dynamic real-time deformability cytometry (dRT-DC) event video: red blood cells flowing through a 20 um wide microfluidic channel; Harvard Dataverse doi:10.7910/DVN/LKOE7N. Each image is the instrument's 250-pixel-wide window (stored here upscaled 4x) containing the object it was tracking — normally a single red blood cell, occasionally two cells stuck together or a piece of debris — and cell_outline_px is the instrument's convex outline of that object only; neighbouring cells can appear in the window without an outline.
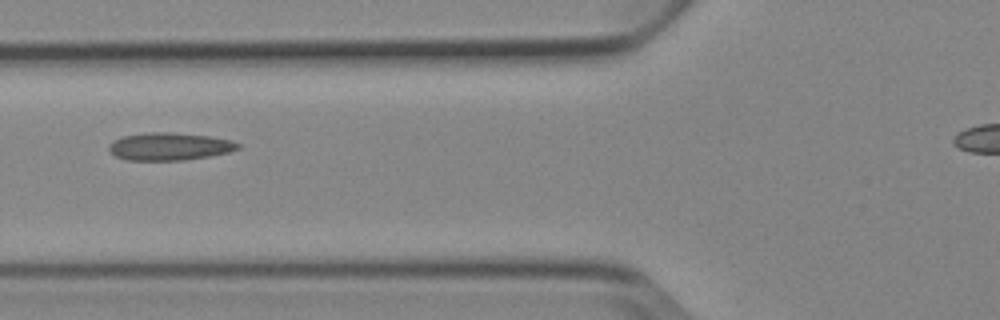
{"species": "Egyptian fruit bat (a non-hibernating species)", "species_latin": "Rousettus aegyptiacus", "temperature_condition": "cold", "stored_images_in_passage": 3, "camera_frame_rate_fps": 3000, "um_per_image_px": 0.085, "animal": {"sex": "female"}, "frame": {"image": 1, "passage_image": 3, "time_ms": 2.0, "image_size_px": [1000, 320], "cell_outline_px": [[240, 148], [228, 152], [208, 156], [184, 160], [128, 160], [116, 156], [108, 148], [108, 144], [112, 140], [124, 136], [148, 132], [172, 132], [208, 136], [232, 140], [240, 144]], "centroid_in_image_um": [14.39, 12.44], "position_along_channel_um": 111.4, "area_um2": 20.69}}